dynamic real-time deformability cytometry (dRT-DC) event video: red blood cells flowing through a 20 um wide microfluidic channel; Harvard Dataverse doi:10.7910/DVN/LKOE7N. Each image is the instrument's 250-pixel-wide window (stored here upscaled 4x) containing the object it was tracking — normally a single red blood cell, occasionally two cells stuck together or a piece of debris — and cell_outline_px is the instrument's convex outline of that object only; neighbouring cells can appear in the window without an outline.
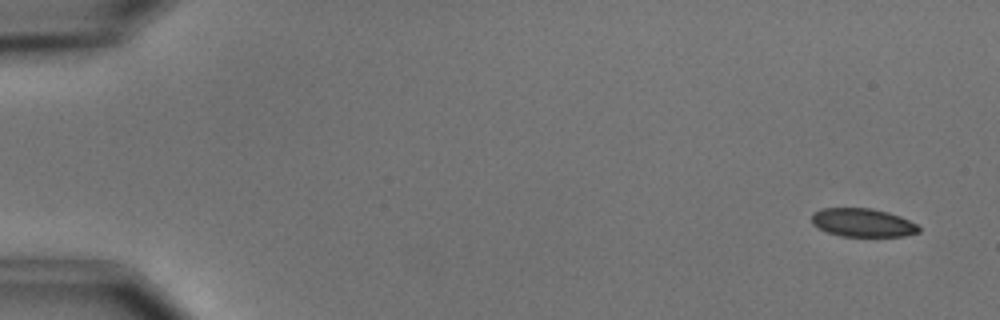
{"species": "common noctule bat (a hibernating species)", "species_latin": "Nyctalus noctula", "temperature_condition": "cold", "stored_images_in_passage": 5, "camera_frame_rate_fps": 3000, "um_per_image_px": 0.085, "animal": {"sex": "male", "body_mass_g": 15.6}, "frame": {"image": 1, "passage_image": 1, "time_ms": 0.0, "image_size_px": [1000, 320], "cell_outline_px": [[920, 232], [904, 236], [840, 236], [828, 232], [812, 224], [812, 212], [824, 208], [872, 208], [888, 212], [900, 216], [916, 224], [920, 228]], "centroid_in_image_um": [73.33, 18.92], "position_along_channel_um": 11.7, "area_um2": 17.69}}
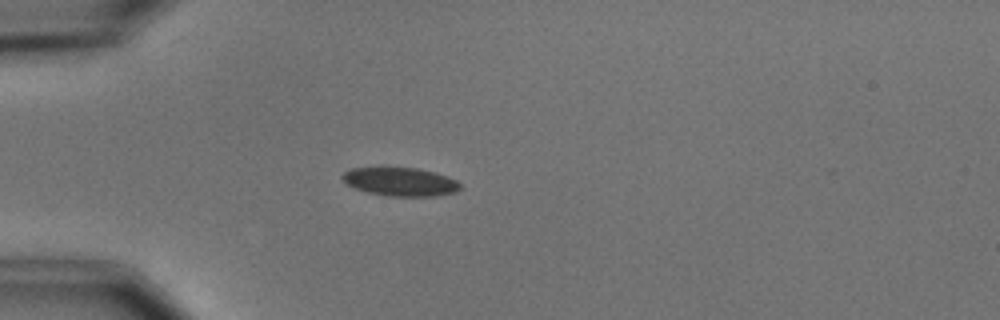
{"frame": {"image": 2, "passage_image": 4, "time_ms": 4.333, "image_size_px": [1000, 320], "cell_outline_px": [[460, 188], [456, 192], [436, 196], [388, 196], [368, 192], [356, 188], [348, 184], [340, 176], [344, 172], [352, 168], [416, 168], [436, 172], [448, 176], [456, 180], [460, 184]], "centroid_in_image_um": [34.07, 15.45], "position_along_channel_um": 50.9, "area_um2": 19.42}}